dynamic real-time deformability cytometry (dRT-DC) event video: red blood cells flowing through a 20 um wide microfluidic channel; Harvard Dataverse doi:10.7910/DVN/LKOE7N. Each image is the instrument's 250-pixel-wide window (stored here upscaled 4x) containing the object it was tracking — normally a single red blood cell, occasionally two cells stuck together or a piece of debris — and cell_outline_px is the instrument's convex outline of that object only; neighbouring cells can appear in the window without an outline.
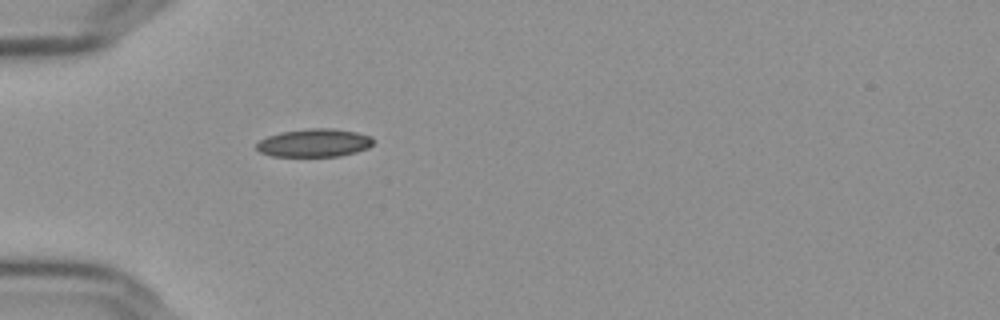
{"species": "Egyptian fruit bat (a non-hibernating species)", "species_latin": "Rousettus aegyptiacus", "temperature_condition": "cold", "stored_images_in_passage": 39, "camera_frame_rate_fps": 3000, "um_per_image_px": 0.085, "frame": {"image": 1, "passage_image": 1, "time_ms": 0.0, "image_size_px": [1000, 320], "cell_outline_px": [[372, 144], [368, 148], [356, 152], [340, 156], [272, 156], [260, 152], [256, 148], [256, 144], [260, 140], [268, 136], [280, 132], [308, 128], [332, 128], [356, 132], [372, 136]], "centroid_in_image_um": [26.71, 12.14], "position_along_channel_um": 58.3, "area_um2": 19.13}}
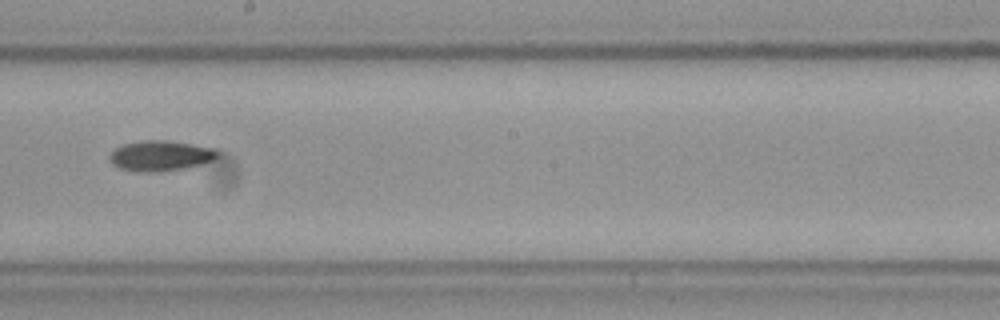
{"frame": {"image": 2, "passage_image": 16, "time_ms": 5.0, "image_size_px": [1000, 320], "cell_outline_px": [[220, 156], [212, 160], [200, 164], [184, 168], [152, 172], [136, 172], [120, 168], [112, 164], [108, 160], [108, 156], [116, 148], [124, 144], [144, 140], [164, 140], [192, 144], [216, 148], [220, 152]], "centroid_in_image_um": [13.64, 13.24], "position_along_channel_um": 234.6, "area_um2": 19.13}}
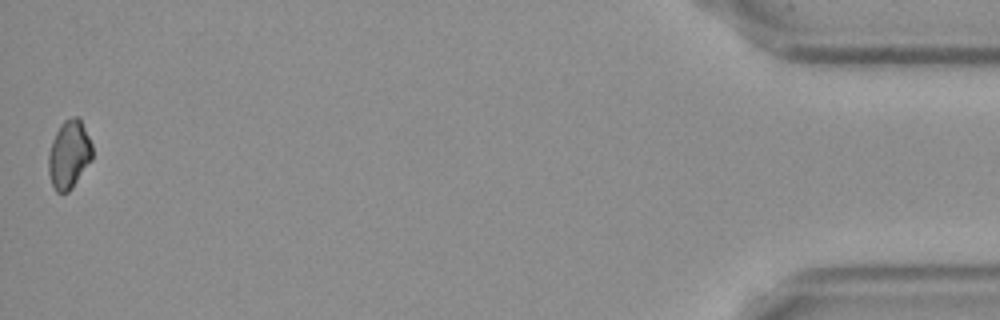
{"frame": {"image": 3, "passage_image": 39, "time_ms": 12.667, "image_size_px": [1000, 320], "cell_outline_px": [[92, 160], [72, 188], [68, 192], [56, 192], [52, 184], [48, 172], [48, 156], [52, 140], [60, 124], [64, 120], [72, 116], [80, 116], [92, 144]], "centroid_in_image_um": [5.87, 13.1], "position_along_channel_um": 429.3, "area_um2": 17.63}}